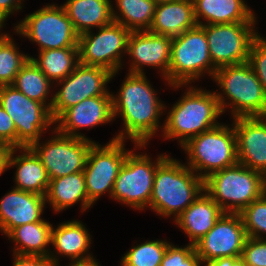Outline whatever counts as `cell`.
I'll list each match as a JSON object with an SVG mask.
<instances>
[{
	"mask_svg": "<svg viewBox=\"0 0 266 266\" xmlns=\"http://www.w3.org/2000/svg\"><path fill=\"white\" fill-rule=\"evenodd\" d=\"M246 230L239 213H224L213 228L195 245L202 264L222 257H241Z\"/></svg>",
	"mask_w": 266,
	"mask_h": 266,
	"instance_id": "obj_16",
	"label": "cell"
},
{
	"mask_svg": "<svg viewBox=\"0 0 266 266\" xmlns=\"http://www.w3.org/2000/svg\"><path fill=\"white\" fill-rule=\"evenodd\" d=\"M0 29V86L12 85L17 73L30 59L21 53L13 37Z\"/></svg>",
	"mask_w": 266,
	"mask_h": 266,
	"instance_id": "obj_32",
	"label": "cell"
},
{
	"mask_svg": "<svg viewBox=\"0 0 266 266\" xmlns=\"http://www.w3.org/2000/svg\"><path fill=\"white\" fill-rule=\"evenodd\" d=\"M52 224L47 220L26 223L14 228L6 237L14 243L13 253L48 257ZM48 245V247H47Z\"/></svg>",
	"mask_w": 266,
	"mask_h": 266,
	"instance_id": "obj_28",
	"label": "cell"
},
{
	"mask_svg": "<svg viewBox=\"0 0 266 266\" xmlns=\"http://www.w3.org/2000/svg\"><path fill=\"white\" fill-rule=\"evenodd\" d=\"M225 212L203 191L175 220L177 227L187 234L190 244L205 236Z\"/></svg>",
	"mask_w": 266,
	"mask_h": 266,
	"instance_id": "obj_23",
	"label": "cell"
},
{
	"mask_svg": "<svg viewBox=\"0 0 266 266\" xmlns=\"http://www.w3.org/2000/svg\"><path fill=\"white\" fill-rule=\"evenodd\" d=\"M0 143L9 148H17V131L15 123L0 105Z\"/></svg>",
	"mask_w": 266,
	"mask_h": 266,
	"instance_id": "obj_38",
	"label": "cell"
},
{
	"mask_svg": "<svg viewBox=\"0 0 266 266\" xmlns=\"http://www.w3.org/2000/svg\"><path fill=\"white\" fill-rule=\"evenodd\" d=\"M118 72L112 73L108 69L99 66H86L78 64L74 71L65 79L55 83L59 87L53 92L51 115L54 121L67 109L73 107L84 99L112 95L107 89V84Z\"/></svg>",
	"mask_w": 266,
	"mask_h": 266,
	"instance_id": "obj_15",
	"label": "cell"
},
{
	"mask_svg": "<svg viewBox=\"0 0 266 266\" xmlns=\"http://www.w3.org/2000/svg\"><path fill=\"white\" fill-rule=\"evenodd\" d=\"M202 262L195 251V245L188 243L179 247L170 243L160 266H201Z\"/></svg>",
	"mask_w": 266,
	"mask_h": 266,
	"instance_id": "obj_35",
	"label": "cell"
},
{
	"mask_svg": "<svg viewBox=\"0 0 266 266\" xmlns=\"http://www.w3.org/2000/svg\"><path fill=\"white\" fill-rule=\"evenodd\" d=\"M125 142L111 139L104 145L95 142L91 146L83 173L87 197L92 205L106 192L111 198L116 177L131 151L125 148Z\"/></svg>",
	"mask_w": 266,
	"mask_h": 266,
	"instance_id": "obj_13",
	"label": "cell"
},
{
	"mask_svg": "<svg viewBox=\"0 0 266 266\" xmlns=\"http://www.w3.org/2000/svg\"><path fill=\"white\" fill-rule=\"evenodd\" d=\"M241 258L246 266H266V239L247 237Z\"/></svg>",
	"mask_w": 266,
	"mask_h": 266,
	"instance_id": "obj_37",
	"label": "cell"
},
{
	"mask_svg": "<svg viewBox=\"0 0 266 266\" xmlns=\"http://www.w3.org/2000/svg\"><path fill=\"white\" fill-rule=\"evenodd\" d=\"M212 80L222 91H214L222 114L226 108L233 119L266 113V93L248 62L217 68Z\"/></svg>",
	"mask_w": 266,
	"mask_h": 266,
	"instance_id": "obj_4",
	"label": "cell"
},
{
	"mask_svg": "<svg viewBox=\"0 0 266 266\" xmlns=\"http://www.w3.org/2000/svg\"><path fill=\"white\" fill-rule=\"evenodd\" d=\"M150 156L146 153H135L131 149L116 177L112 200H117L135 210L142 211L149 208L157 166L168 155L160 153L154 162Z\"/></svg>",
	"mask_w": 266,
	"mask_h": 266,
	"instance_id": "obj_9",
	"label": "cell"
},
{
	"mask_svg": "<svg viewBox=\"0 0 266 266\" xmlns=\"http://www.w3.org/2000/svg\"><path fill=\"white\" fill-rule=\"evenodd\" d=\"M185 93L167 112L161 136L178 139L180 147L190 138L217 127L222 115L215 92L187 86Z\"/></svg>",
	"mask_w": 266,
	"mask_h": 266,
	"instance_id": "obj_3",
	"label": "cell"
},
{
	"mask_svg": "<svg viewBox=\"0 0 266 266\" xmlns=\"http://www.w3.org/2000/svg\"><path fill=\"white\" fill-rule=\"evenodd\" d=\"M52 127L53 137L30 146L43 163L49 179L82 172L89 150L96 141L64 135Z\"/></svg>",
	"mask_w": 266,
	"mask_h": 266,
	"instance_id": "obj_11",
	"label": "cell"
},
{
	"mask_svg": "<svg viewBox=\"0 0 266 266\" xmlns=\"http://www.w3.org/2000/svg\"><path fill=\"white\" fill-rule=\"evenodd\" d=\"M13 266H56L48 257L13 253Z\"/></svg>",
	"mask_w": 266,
	"mask_h": 266,
	"instance_id": "obj_39",
	"label": "cell"
},
{
	"mask_svg": "<svg viewBox=\"0 0 266 266\" xmlns=\"http://www.w3.org/2000/svg\"><path fill=\"white\" fill-rule=\"evenodd\" d=\"M151 85L145 74L127 73L118 94L112 93L114 120L117 116L123 120V129L112 139L131 140L136 150L145 149L164 127L160 119L167 106Z\"/></svg>",
	"mask_w": 266,
	"mask_h": 266,
	"instance_id": "obj_1",
	"label": "cell"
},
{
	"mask_svg": "<svg viewBox=\"0 0 266 266\" xmlns=\"http://www.w3.org/2000/svg\"><path fill=\"white\" fill-rule=\"evenodd\" d=\"M155 4L164 3V2H172L176 0H152Z\"/></svg>",
	"mask_w": 266,
	"mask_h": 266,
	"instance_id": "obj_44",
	"label": "cell"
},
{
	"mask_svg": "<svg viewBox=\"0 0 266 266\" xmlns=\"http://www.w3.org/2000/svg\"><path fill=\"white\" fill-rule=\"evenodd\" d=\"M38 52V58L30 56V59L54 85L71 74L79 64L78 47L41 50Z\"/></svg>",
	"mask_w": 266,
	"mask_h": 266,
	"instance_id": "obj_29",
	"label": "cell"
},
{
	"mask_svg": "<svg viewBox=\"0 0 266 266\" xmlns=\"http://www.w3.org/2000/svg\"><path fill=\"white\" fill-rule=\"evenodd\" d=\"M23 2L24 0H0V29L6 25L4 22L8 20L11 14L22 10Z\"/></svg>",
	"mask_w": 266,
	"mask_h": 266,
	"instance_id": "obj_40",
	"label": "cell"
},
{
	"mask_svg": "<svg viewBox=\"0 0 266 266\" xmlns=\"http://www.w3.org/2000/svg\"><path fill=\"white\" fill-rule=\"evenodd\" d=\"M187 154V163L202 179L211 173L238 163L237 138L233 127L219 124L217 127L190 138L181 146Z\"/></svg>",
	"mask_w": 266,
	"mask_h": 266,
	"instance_id": "obj_7",
	"label": "cell"
},
{
	"mask_svg": "<svg viewBox=\"0 0 266 266\" xmlns=\"http://www.w3.org/2000/svg\"><path fill=\"white\" fill-rule=\"evenodd\" d=\"M61 5L78 35L113 22L112 0H66Z\"/></svg>",
	"mask_w": 266,
	"mask_h": 266,
	"instance_id": "obj_27",
	"label": "cell"
},
{
	"mask_svg": "<svg viewBox=\"0 0 266 266\" xmlns=\"http://www.w3.org/2000/svg\"><path fill=\"white\" fill-rule=\"evenodd\" d=\"M192 1L195 18L200 26L207 24L257 22L255 12L247 6L248 4L244 0Z\"/></svg>",
	"mask_w": 266,
	"mask_h": 266,
	"instance_id": "obj_25",
	"label": "cell"
},
{
	"mask_svg": "<svg viewBox=\"0 0 266 266\" xmlns=\"http://www.w3.org/2000/svg\"><path fill=\"white\" fill-rule=\"evenodd\" d=\"M192 0H176L156 4L148 31L175 37L197 26Z\"/></svg>",
	"mask_w": 266,
	"mask_h": 266,
	"instance_id": "obj_24",
	"label": "cell"
},
{
	"mask_svg": "<svg viewBox=\"0 0 266 266\" xmlns=\"http://www.w3.org/2000/svg\"><path fill=\"white\" fill-rule=\"evenodd\" d=\"M204 191V179L183 162L167 156L154 176L149 208L173 221Z\"/></svg>",
	"mask_w": 266,
	"mask_h": 266,
	"instance_id": "obj_2",
	"label": "cell"
},
{
	"mask_svg": "<svg viewBox=\"0 0 266 266\" xmlns=\"http://www.w3.org/2000/svg\"><path fill=\"white\" fill-rule=\"evenodd\" d=\"M170 244L167 240H146L136 244L120 259L121 266H160Z\"/></svg>",
	"mask_w": 266,
	"mask_h": 266,
	"instance_id": "obj_33",
	"label": "cell"
},
{
	"mask_svg": "<svg viewBox=\"0 0 266 266\" xmlns=\"http://www.w3.org/2000/svg\"><path fill=\"white\" fill-rule=\"evenodd\" d=\"M204 266H246V263L241 257H222Z\"/></svg>",
	"mask_w": 266,
	"mask_h": 266,
	"instance_id": "obj_41",
	"label": "cell"
},
{
	"mask_svg": "<svg viewBox=\"0 0 266 266\" xmlns=\"http://www.w3.org/2000/svg\"><path fill=\"white\" fill-rule=\"evenodd\" d=\"M248 63L256 73L266 93V40L259 34L253 41Z\"/></svg>",
	"mask_w": 266,
	"mask_h": 266,
	"instance_id": "obj_36",
	"label": "cell"
},
{
	"mask_svg": "<svg viewBox=\"0 0 266 266\" xmlns=\"http://www.w3.org/2000/svg\"><path fill=\"white\" fill-rule=\"evenodd\" d=\"M247 237L266 239V192L240 213Z\"/></svg>",
	"mask_w": 266,
	"mask_h": 266,
	"instance_id": "obj_34",
	"label": "cell"
},
{
	"mask_svg": "<svg viewBox=\"0 0 266 266\" xmlns=\"http://www.w3.org/2000/svg\"><path fill=\"white\" fill-rule=\"evenodd\" d=\"M213 65L204 29L197 25L181 35L172 37L171 58L165 82L179 89L208 75L213 78Z\"/></svg>",
	"mask_w": 266,
	"mask_h": 266,
	"instance_id": "obj_6",
	"label": "cell"
},
{
	"mask_svg": "<svg viewBox=\"0 0 266 266\" xmlns=\"http://www.w3.org/2000/svg\"><path fill=\"white\" fill-rule=\"evenodd\" d=\"M0 105L15 123L17 148L30 147L54 125L51 110L47 106L28 98L12 85L0 86Z\"/></svg>",
	"mask_w": 266,
	"mask_h": 266,
	"instance_id": "obj_10",
	"label": "cell"
},
{
	"mask_svg": "<svg viewBox=\"0 0 266 266\" xmlns=\"http://www.w3.org/2000/svg\"><path fill=\"white\" fill-rule=\"evenodd\" d=\"M12 86L28 98L39 101L51 109L53 95L48 98L51 90H54L53 83L31 59L17 73Z\"/></svg>",
	"mask_w": 266,
	"mask_h": 266,
	"instance_id": "obj_31",
	"label": "cell"
},
{
	"mask_svg": "<svg viewBox=\"0 0 266 266\" xmlns=\"http://www.w3.org/2000/svg\"><path fill=\"white\" fill-rule=\"evenodd\" d=\"M238 163L266 177V122L261 117L233 119Z\"/></svg>",
	"mask_w": 266,
	"mask_h": 266,
	"instance_id": "obj_19",
	"label": "cell"
},
{
	"mask_svg": "<svg viewBox=\"0 0 266 266\" xmlns=\"http://www.w3.org/2000/svg\"><path fill=\"white\" fill-rule=\"evenodd\" d=\"M204 191L225 213H240L266 192V177L237 163L205 178Z\"/></svg>",
	"mask_w": 266,
	"mask_h": 266,
	"instance_id": "obj_5",
	"label": "cell"
},
{
	"mask_svg": "<svg viewBox=\"0 0 266 266\" xmlns=\"http://www.w3.org/2000/svg\"><path fill=\"white\" fill-rule=\"evenodd\" d=\"M19 155H15L16 153ZM16 167L14 188L45 196L50 179L40 158L30 147L10 148L7 169Z\"/></svg>",
	"mask_w": 266,
	"mask_h": 266,
	"instance_id": "obj_22",
	"label": "cell"
},
{
	"mask_svg": "<svg viewBox=\"0 0 266 266\" xmlns=\"http://www.w3.org/2000/svg\"><path fill=\"white\" fill-rule=\"evenodd\" d=\"M9 150L10 148L7 145L0 143V176L7 171V155Z\"/></svg>",
	"mask_w": 266,
	"mask_h": 266,
	"instance_id": "obj_42",
	"label": "cell"
},
{
	"mask_svg": "<svg viewBox=\"0 0 266 266\" xmlns=\"http://www.w3.org/2000/svg\"><path fill=\"white\" fill-rule=\"evenodd\" d=\"M14 33L36 43L41 50L78 47L79 35L62 5L51 3L14 25Z\"/></svg>",
	"mask_w": 266,
	"mask_h": 266,
	"instance_id": "obj_8",
	"label": "cell"
},
{
	"mask_svg": "<svg viewBox=\"0 0 266 266\" xmlns=\"http://www.w3.org/2000/svg\"><path fill=\"white\" fill-rule=\"evenodd\" d=\"M45 201L52 206L54 213H60L78 202L81 212L93 207L87 197L83 171L51 179Z\"/></svg>",
	"mask_w": 266,
	"mask_h": 266,
	"instance_id": "obj_26",
	"label": "cell"
},
{
	"mask_svg": "<svg viewBox=\"0 0 266 266\" xmlns=\"http://www.w3.org/2000/svg\"><path fill=\"white\" fill-rule=\"evenodd\" d=\"M91 237L89 230L80 220L64 221L55 228L52 225L50 245L54 250L50 251L48 258L55 265L60 262L59 256H66L71 262L92 259L93 254L89 253Z\"/></svg>",
	"mask_w": 266,
	"mask_h": 266,
	"instance_id": "obj_21",
	"label": "cell"
},
{
	"mask_svg": "<svg viewBox=\"0 0 266 266\" xmlns=\"http://www.w3.org/2000/svg\"><path fill=\"white\" fill-rule=\"evenodd\" d=\"M115 1L116 6H111L113 22L123 25L131 32L149 30L156 6L152 0Z\"/></svg>",
	"mask_w": 266,
	"mask_h": 266,
	"instance_id": "obj_30",
	"label": "cell"
},
{
	"mask_svg": "<svg viewBox=\"0 0 266 266\" xmlns=\"http://www.w3.org/2000/svg\"><path fill=\"white\" fill-rule=\"evenodd\" d=\"M257 22L202 25L209 53L216 68L248 62L253 41L259 35Z\"/></svg>",
	"mask_w": 266,
	"mask_h": 266,
	"instance_id": "obj_14",
	"label": "cell"
},
{
	"mask_svg": "<svg viewBox=\"0 0 266 266\" xmlns=\"http://www.w3.org/2000/svg\"><path fill=\"white\" fill-rule=\"evenodd\" d=\"M172 37L150 31H132L128 38L127 54L130 60L128 73L146 74V67L159 69L165 80L171 58Z\"/></svg>",
	"mask_w": 266,
	"mask_h": 266,
	"instance_id": "obj_17",
	"label": "cell"
},
{
	"mask_svg": "<svg viewBox=\"0 0 266 266\" xmlns=\"http://www.w3.org/2000/svg\"><path fill=\"white\" fill-rule=\"evenodd\" d=\"M46 205L45 196L13 187L0 199V231L6 237L18 226L45 220Z\"/></svg>",
	"mask_w": 266,
	"mask_h": 266,
	"instance_id": "obj_20",
	"label": "cell"
},
{
	"mask_svg": "<svg viewBox=\"0 0 266 266\" xmlns=\"http://www.w3.org/2000/svg\"><path fill=\"white\" fill-rule=\"evenodd\" d=\"M112 95L95 96L84 99L65 110L55 121V129L72 137L89 139L80 129L94 128L113 122Z\"/></svg>",
	"mask_w": 266,
	"mask_h": 266,
	"instance_id": "obj_18",
	"label": "cell"
},
{
	"mask_svg": "<svg viewBox=\"0 0 266 266\" xmlns=\"http://www.w3.org/2000/svg\"><path fill=\"white\" fill-rule=\"evenodd\" d=\"M60 264L56 265L59 266ZM67 266H101L100 263L94 258L84 261H73Z\"/></svg>",
	"mask_w": 266,
	"mask_h": 266,
	"instance_id": "obj_43",
	"label": "cell"
},
{
	"mask_svg": "<svg viewBox=\"0 0 266 266\" xmlns=\"http://www.w3.org/2000/svg\"><path fill=\"white\" fill-rule=\"evenodd\" d=\"M98 29V33L88 31L79 35V63L103 67L112 73L119 72L124 65L122 58L127 53L131 31L116 22Z\"/></svg>",
	"mask_w": 266,
	"mask_h": 266,
	"instance_id": "obj_12",
	"label": "cell"
},
{
	"mask_svg": "<svg viewBox=\"0 0 266 266\" xmlns=\"http://www.w3.org/2000/svg\"><path fill=\"white\" fill-rule=\"evenodd\" d=\"M266 122V113L260 116Z\"/></svg>",
	"mask_w": 266,
	"mask_h": 266,
	"instance_id": "obj_45",
	"label": "cell"
}]
</instances>
